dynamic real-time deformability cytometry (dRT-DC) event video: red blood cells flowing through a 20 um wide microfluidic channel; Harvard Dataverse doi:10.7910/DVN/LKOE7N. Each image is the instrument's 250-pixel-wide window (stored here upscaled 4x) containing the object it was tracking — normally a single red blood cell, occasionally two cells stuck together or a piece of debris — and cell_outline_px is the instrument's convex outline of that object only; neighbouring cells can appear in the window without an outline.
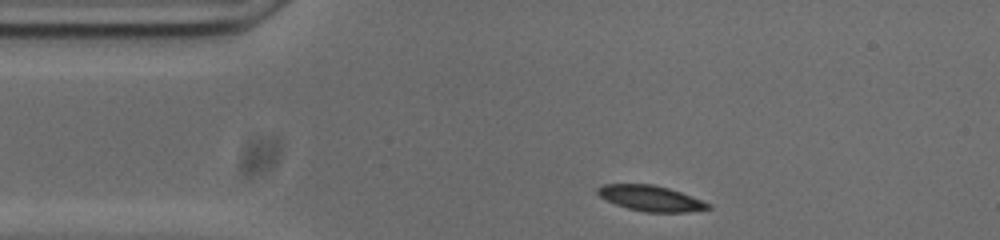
{"species": "common noctule bat (a hibernating species)", "species_latin": "Nyctalus noctula", "temperature_condition": "cold", "stored_images_in_passage": 45, "camera_frame_rate_fps": 3000, "um_per_image_px": 0.085, "animal": {"sex": "male", "body_mass_g": 20.0, "forearm_length_mm": 53.3}, "frame": {"image": 1, "passage_image": 1, "time_ms": 0.0, "image_size_px": [1000, 240], "cell_outline_px": [[712, 208], [688, 212], [644, 212], [628, 208], [616, 204], [600, 196], [596, 192], [596, 188], [604, 184], [652, 184], [668, 188], [680, 192], [712, 204]], "centroid_in_image_um": [55.32, 16.86], "position_along_channel_um": 29.7, "area_um2": 16.36}}
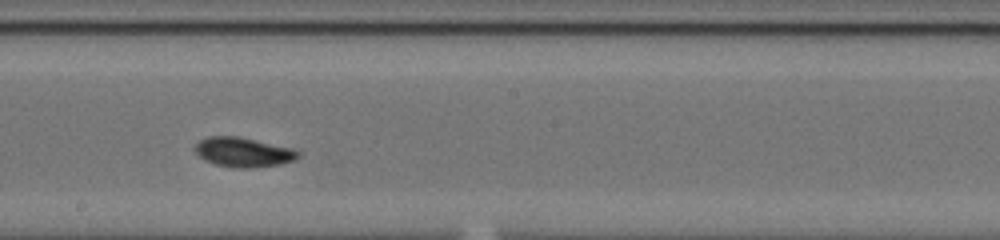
{"frame": {"image": 2, "passage_image": 20, "time_ms": 6.333, "image_size_px": [1000, 240], "cell_outline_px": [[300, 156], [296, 160], [280, 164], [256, 168], [236, 168], [216, 164], [204, 160], [192, 148], [200, 140], [208, 136], [236, 136], [292, 148], [300, 152]], "centroid_in_image_um": [20.68, 12.94], "position_along_channel_um": 227.5, "area_um2": 17.8}}
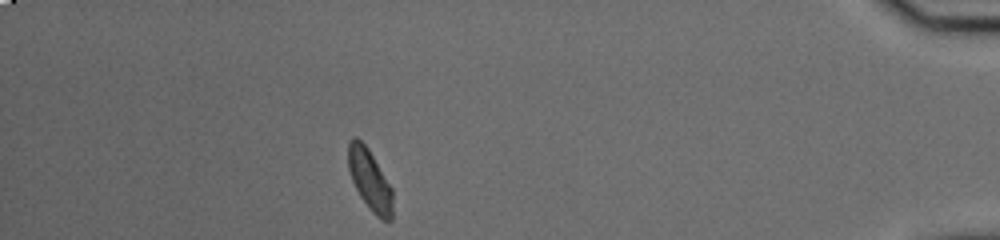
{"frame": {"image": 3, "passage_image": 39, "time_ms": 12.667, "image_size_px": [1000, 240], "cell_outline_px": [[392, 220], [380, 220], [372, 212], [360, 196], [352, 180], [348, 168], [348, 140], [352, 136], [356, 136], [368, 148], [392, 188]], "centroid_in_image_um": [31.42, 15.28], "position_along_channel_um": 403.8, "area_um2": 15.78}, "authors_computed_cell_mechanics": {"area_um2": 16.473, "velocity_mm_per_s": 3.7221, "shape_relaxation_time_tau1_ms": 2.2423, "shape_relaxation_time_tau2_ms": null, "deformation_change_tau1": 0.0965, "deformation_change_tau2": null}}